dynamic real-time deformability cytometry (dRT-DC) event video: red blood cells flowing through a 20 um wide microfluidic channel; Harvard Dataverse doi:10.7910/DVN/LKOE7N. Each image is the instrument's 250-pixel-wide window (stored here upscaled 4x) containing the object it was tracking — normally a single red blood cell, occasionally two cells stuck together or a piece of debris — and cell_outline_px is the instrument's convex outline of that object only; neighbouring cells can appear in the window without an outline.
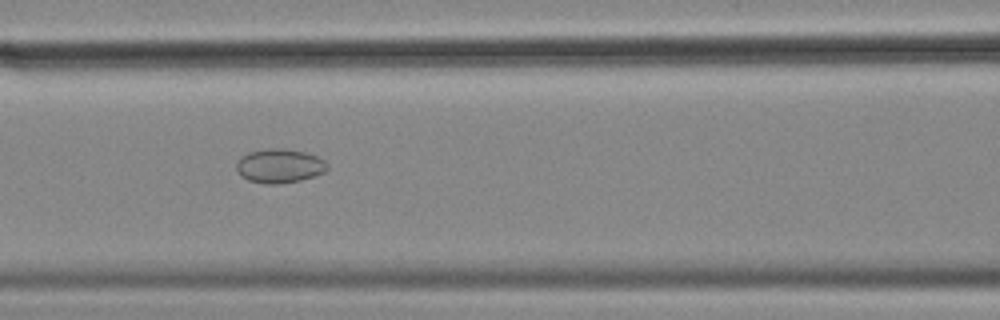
{"species": "common noctule bat (a hibernating species)", "species_latin": "Nyctalus noctula", "temperature_condition": "cold", "stored_images_in_passage": 9, "camera_frame_rate_fps": 3000, "um_per_image_px": 0.085, "animal": {"sex": "female", "body_mass_g": 18.4}, "frame": {"image": 1, "passage_image": 6, "time_ms": 1.667, "image_size_px": [1000, 320], "cell_outline_px": [[328, 168], [324, 172], [300, 180], [276, 184], [264, 184], [248, 180], [236, 168], [236, 164], [240, 156], [248, 152], [268, 148], [284, 148], [304, 152], [316, 156], [324, 160], [328, 164]], "centroid_in_image_um": [23.75, 14.09], "position_along_channel_um": 142.8, "area_um2": 17.92}}
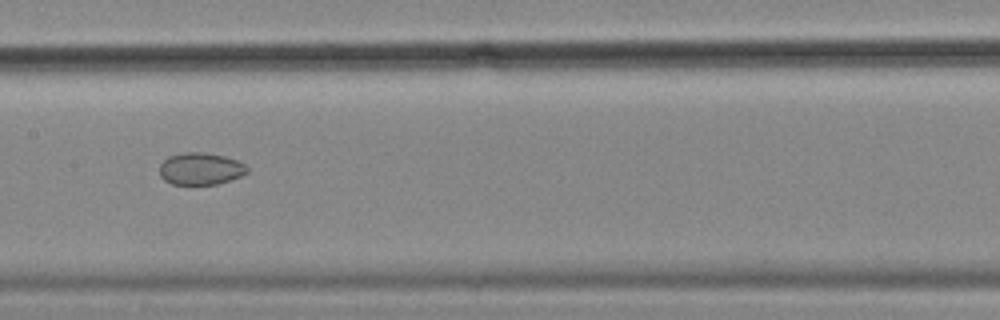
{"frame": {"image": 2, "passage_image": 7, "time_ms": 2.0, "image_size_px": [1000, 320], "cell_outline_px": [[248, 172], [240, 176], [216, 184], [172, 184], [164, 180], [160, 176], [160, 164], [168, 156], [184, 152], [200, 152], [224, 156], [236, 160], [244, 164], [248, 168]], "centroid_in_image_um": [17.02, 14.34], "position_along_channel_um": 190.4, "area_um2": 16.24}}
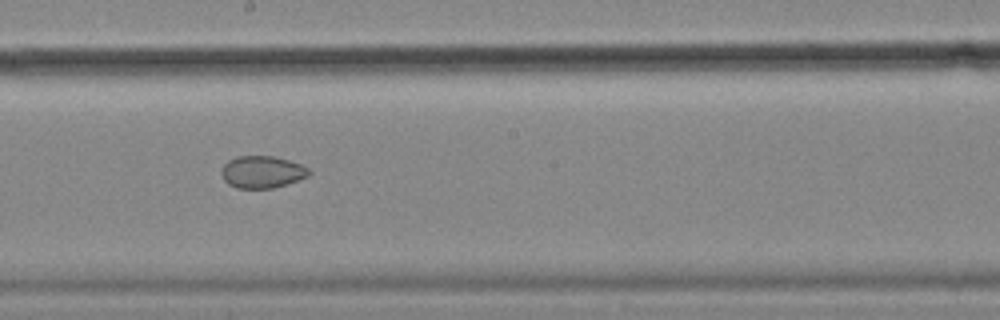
{"frame": {"image": 3, "passage_image": 8, "time_ms": 2.333, "image_size_px": [1000, 320], "cell_outline_px": [[312, 172], [308, 176], [272, 188], [236, 188], [228, 184], [224, 180], [220, 172], [224, 164], [228, 160], [236, 156], [272, 156], [288, 160], [300, 164], [308, 168]], "centroid_in_image_um": [22.24, 14.61], "position_along_channel_um": 226.0, "area_um2": 16.3}}